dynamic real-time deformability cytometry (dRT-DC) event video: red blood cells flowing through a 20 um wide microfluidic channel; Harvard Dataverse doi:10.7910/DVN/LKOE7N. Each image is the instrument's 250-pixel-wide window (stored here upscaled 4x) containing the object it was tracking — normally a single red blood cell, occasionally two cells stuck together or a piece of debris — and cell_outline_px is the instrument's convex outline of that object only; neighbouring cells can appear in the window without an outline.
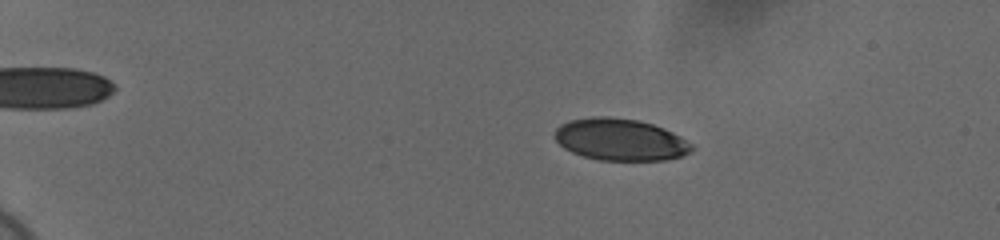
{"species": "human", "species_latin": "Homo sapiens", "temperature_condition": "cold", "stored_images_in_passage": 59, "camera_frame_rate_fps": 3000, "um_per_image_px": 0.085, "donor": {"sex": "female"}, "frame": {"image": 1, "passage_image": 13, "time_ms": 4.0, "image_size_px": [1000, 240], "cell_outline_px": [[692, 152], [680, 156], [664, 160], [596, 160], [572, 152], [564, 148], [552, 136], [556, 128], [560, 124], [568, 120], [592, 116], [608, 116], [640, 120], [664, 128], [680, 136], [692, 144]], "centroid_in_image_um": [52.68, 11.85], "position_along_channel_um": 32.3, "area_um2": 33.7}}
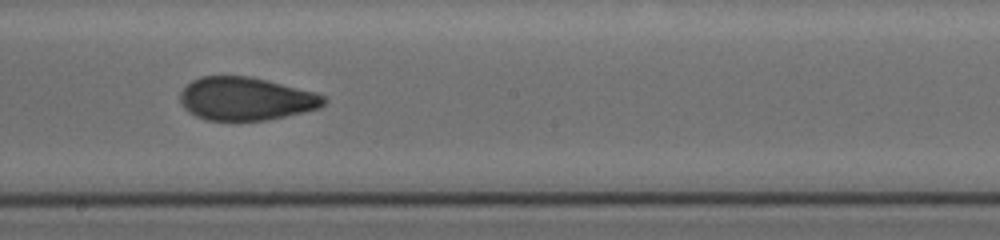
{"frame": {"image": 2, "passage_image": 37, "time_ms": 12.0, "image_size_px": [1000, 240], "cell_outline_px": [[328, 100], [320, 108], [304, 112], [264, 120], [208, 120], [196, 116], [188, 112], [184, 108], [180, 100], [180, 92], [192, 80], [200, 76], [252, 76], [316, 92], [324, 96]], "centroid_in_image_um": [20.91, 8.38], "position_along_channel_um": 227.3, "area_um2": 36.18}}
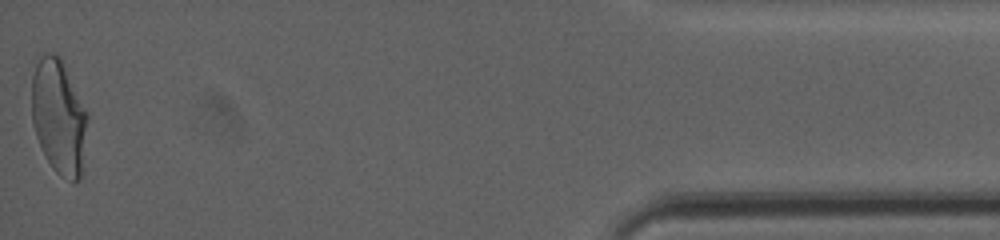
{"frame": {"image": 3, "passage_image": 59, "time_ms": 19.333, "image_size_px": [1000, 240], "cell_outline_px": [[88, 120], [80, 180], [72, 184], [60, 176], [52, 168], [36, 136], [32, 124], [32, 76], [36, 64], [40, 56], [48, 52], [52, 52], [60, 56], [88, 112]], "centroid_in_image_um": [5.01, 9.93], "position_along_channel_um": 430.2, "area_um2": 37.57}, "authors_computed_cell_mechanics": {"area_um2": 35.7782, "velocity_mm_per_s": 3.6968, "shape_relaxation_time_tau1_ms": 4.7232, "shape_relaxation_time_tau2_ms": 1.5225, "deformation_change_tau1": 0.1698, "deformation_change_tau2": 0.0714}}